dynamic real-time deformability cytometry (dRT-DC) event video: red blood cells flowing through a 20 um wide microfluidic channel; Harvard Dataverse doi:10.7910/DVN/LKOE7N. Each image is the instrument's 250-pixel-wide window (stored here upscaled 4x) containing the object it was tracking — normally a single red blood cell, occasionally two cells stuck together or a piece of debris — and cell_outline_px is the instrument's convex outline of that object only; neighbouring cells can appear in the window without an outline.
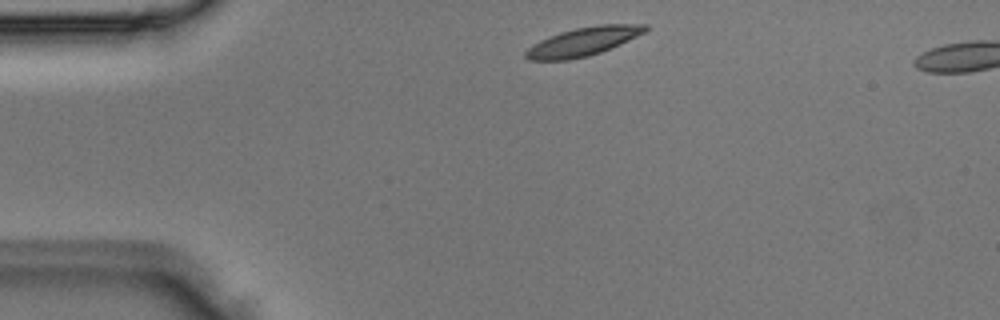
{"species": "Egyptian fruit bat (a non-hibernating species)", "species_latin": "Rousettus aegyptiacus", "temperature_condition": "room temperature", "stored_images_in_passage": 3, "camera_frame_rate_fps": 3000, "um_per_image_px": 0.085, "animal": {"sex": "male"}, "frame": {"image": 1, "passage_image": 1, "time_ms": 0.0, "image_size_px": [1000, 320], "cell_outline_px": [[648, 28], [644, 32], [620, 44], [600, 52], [588, 56], [568, 60], [528, 60], [524, 56], [524, 52], [532, 44], [540, 40], [560, 32], [576, 28], [596, 24], [648, 24]], "centroid_in_image_um": [49.54, 3.53], "position_along_channel_um": 35.5, "area_um2": 19.83}}